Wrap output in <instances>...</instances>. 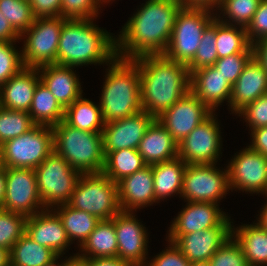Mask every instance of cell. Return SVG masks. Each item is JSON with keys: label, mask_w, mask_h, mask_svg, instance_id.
<instances>
[{"label": "cell", "mask_w": 267, "mask_h": 266, "mask_svg": "<svg viewBox=\"0 0 267 266\" xmlns=\"http://www.w3.org/2000/svg\"><path fill=\"white\" fill-rule=\"evenodd\" d=\"M182 7L179 0H147L115 38L116 57L134 59L163 54Z\"/></svg>", "instance_id": "1"}, {"label": "cell", "mask_w": 267, "mask_h": 266, "mask_svg": "<svg viewBox=\"0 0 267 266\" xmlns=\"http://www.w3.org/2000/svg\"><path fill=\"white\" fill-rule=\"evenodd\" d=\"M139 65L142 110L157 119L190 91L186 64L163 54L133 59Z\"/></svg>", "instance_id": "2"}, {"label": "cell", "mask_w": 267, "mask_h": 266, "mask_svg": "<svg viewBox=\"0 0 267 266\" xmlns=\"http://www.w3.org/2000/svg\"><path fill=\"white\" fill-rule=\"evenodd\" d=\"M94 19H66L60 33L58 65L79 67L89 64H109L115 57V38L98 28Z\"/></svg>", "instance_id": "3"}, {"label": "cell", "mask_w": 267, "mask_h": 266, "mask_svg": "<svg viewBox=\"0 0 267 266\" xmlns=\"http://www.w3.org/2000/svg\"><path fill=\"white\" fill-rule=\"evenodd\" d=\"M107 66L99 103L104 124L142 111L139 65L115 57Z\"/></svg>", "instance_id": "4"}, {"label": "cell", "mask_w": 267, "mask_h": 266, "mask_svg": "<svg viewBox=\"0 0 267 266\" xmlns=\"http://www.w3.org/2000/svg\"><path fill=\"white\" fill-rule=\"evenodd\" d=\"M53 129L54 151L81 174L102 173L105 154L102 132L74 128L61 120Z\"/></svg>", "instance_id": "5"}, {"label": "cell", "mask_w": 267, "mask_h": 266, "mask_svg": "<svg viewBox=\"0 0 267 266\" xmlns=\"http://www.w3.org/2000/svg\"><path fill=\"white\" fill-rule=\"evenodd\" d=\"M67 204L99 220H111L121 211L118 185L103 173L81 174Z\"/></svg>", "instance_id": "6"}, {"label": "cell", "mask_w": 267, "mask_h": 266, "mask_svg": "<svg viewBox=\"0 0 267 266\" xmlns=\"http://www.w3.org/2000/svg\"><path fill=\"white\" fill-rule=\"evenodd\" d=\"M215 10L182 7L177 14L168 47L163 55L187 65L196 54L203 31L216 17V14L211 13Z\"/></svg>", "instance_id": "7"}, {"label": "cell", "mask_w": 267, "mask_h": 266, "mask_svg": "<svg viewBox=\"0 0 267 266\" xmlns=\"http://www.w3.org/2000/svg\"><path fill=\"white\" fill-rule=\"evenodd\" d=\"M37 186L44 209L67 204L81 173L55 151L35 168Z\"/></svg>", "instance_id": "8"}, {"label": "cell", "mask_w": 267, "mask_h": 266, "mask_svg": "<svg viewBox=\"0 0 267 266\" xmlns=\"http://www.w3.org/2000/svg\"><path fill=\"white\" fill-rule=\"evenodd\" d=\"M5 168H37L54 151L53 129L34 125L24 134L7 140L1 146Z\"/></svg>", "instance_id": "9"}, {"label": "cell", "mask_w": 267, "mask_h": 266, "mask_svg": "<svg viewBox=\"0 0 267 266\" xmlns=\"http://www.w3.org/2000/svg\"><path fill=\"white\" fill-rule=\"evenodd\" d=\"M59 17L35 18L31 27L21 36L24 40L22 62L24 67L38 68L56 64L58 43L63 23Z\"/></svg>", "instance_id": "10"}, {"label": "cell", "mask_w": 267, "mask_h": 266, "mask_svg": "<svg viewBox=\"0 0 267 266\" xmlns=\"http://www.w3.org/2000/svg\"><path fill=\"white\" fill-rule=\"evenodd\" d=\"M216 164L187 165L182 182L181 197L185 202L220 203L229 188L228 169L219 170Z\"/></svg>", "instance_id": "11"}, {"label": "cell", "mask_w": 267, "mask_h": 266, "mask_svg": "<svg viewBox=\"0 0 267 266\" xmlns=\"http://www.w3.org/2000/svg\"><path fill=\"white\" fill-rule=\"evenodd\" d=\"M5 179V197L0 208L26 217L45 210L38 191L35 169L5 168Z\"/></svg>", "instance_id": "12"}, {"label": "cell", "mask_w": 267, "mask_h": 266, "mask_svg": "<svg viewBox=\"0 0 267 266\" xmlns=\"http://www.w3.org/2000/svg\"><path fill=\"white\" fill-rule=\"evenodd\" d=\"M215 115L212 113L178 143V157L187 165L217 164L222 138Z\"/></svg>", "instance_id": "13"}, {"label": "cell", "mask_w": 267, "mask_h": 266, "mask_svg": "<svg viewBox=\"0 0 267 266\" xmlns=\"http://www.w3.org/2000/svg\"><path fill=\"white\" fill-rule=\"evenodd\" d=\"M227 169L230 190L267 194V156L246 146L235 154Z\"/></svg>", "instance_id": "14"}, {"label": "cell", "mask_w": 267, "mask_h": 266, "mask_svg": "<svg viewBox=\"0 0 267 266\" xmlns=\"http://www.w3.org/2000/svg\"><path fill=\"white\" fill-rule=\"evenodd\" d=\"M117 257L132 266H146L149 238L146 228L136 219L134 211H120L114 216Z\"/></svg>", "instance_id": "15"}, {"label": "cell", "mask_w": 267, "mask_h": 266, "mask_svg": "<svg viewBox=\"0 0 267 266\" xmlns=\"http://www.w3.org/2000/svg\"><path fill=\"white\" fill-rule=\"evenodd\" d=\"M212 113L197 96L189 91L157 119L179 143Z\"/></svg>", "instance_id": "16"}, {"label": "cell", "mask_w": 267, "mask_h": 266, "mask_svg": "<svg viewBox=\"0 0 267 266\" xmlns=\"http://www.w3.org/2000/svg\"><path fill=\"white\" fill-rule=\"evenodd\" d=\"M218 205L211 202H187L172 221L167 241L174 243L181 235L220 226L229 216Z\"/></svg>", "instance_id": "17"}, {"label": "cell", "mask_w": 267, "mask_h": 266, "mask_svg": "<svg viewBox=\"0 0 267 266\" xmlns=\"http://www.w3.org/2000/svg\"><path fill=\"white\" fill-rule=\"evenodd\" d=\"M155 120L145 111L104 124L102 129L103 150L137 149L150 124Z\"/></svg>", "instance_id": "18"}, {"label": "cell", "mask_w": 267, "mask_h": 266, "mask_svg": "<svg viewBox=\"0 0 267 266\" xmlns=\"http://www.w3.org/2000/svg\"><path fill=\"white\" fill-rule=\"evenodd\" d=\"M228 217L220 226L181 235L174 244L190 262L209 261L212 255L232 236Z\"/></svg>", "instance_id": "19"}, {"label": "cell", "mask_w": 267, "mask_h": 266, "mask_svg": "<svg viewBox=\"0 0 267 266\" xmlns=\"http://www.w3.org/2000/svg\"><path fill=\"white\" fill-rule=\"evenodd\" d=\"M25 233L35 242L53 250L58 256L71 244L61 219L53 209H45L33 216H28L25 222Z\"/></svg>", "instance_id": "20"}, {"label": "cell", "mask_w": 267, "mask_h": 266, "mask_svg": "<svg viewBox=\"0 0 267 266\" xmlns=\"http://www.w3.org/2000/svg\"><path fill=\"white\" fill-rule=\"evenodd\" d=\"M118 201L121 211H136L159 203L155 199L152 165H146L118 183Z\"/></svg>", "instance_id": "21"}, {"label": "cell", "mask_w": 267, "mask_h": 266, "mask_svg": "<svg viewBox=\"0 0 267 266\" xmlns=\"http://www.w3.org/2000/svg\"><path fill=\"white\" fill-rule=\"evenodd\" d=\"M231 90L232 85L214 66L203 67L190 74V91L212 112L223 101L228 100L230 107Z\"/></svg>", "instance_id": "22"}, {"label": "cell", "mask_w": 267, "mask_h": 266, "mask_svg": "<svg viewBox=\"0 0 267 266\" xmlns=\"http://www.w3.org/2000/svg\"><path fill=\"white\" fill-rule=\"evenodd\" d=\"M267 93V73L252 56L237 81L232 85L230 111L236 114L245 105Z\"/></svg>", "instance_id": "23"}, {"label": "cell", "mask_w": 267, "mask_h": 266, "mask_svg": "<svg viewBox=\"0 0 267 266\" xmlns=\"http://www.w3.org/2000/svg\"><path fill=\"white\" fill-rule=\"evenodd\" d=\"M37 69L40 81L64 109L82 96L81 83L73 67L49 64Z\"/></svg>", "instance_id": "24"}, {"label": "cell", "mask_w": 267, "mask_h": 266, "mask_svg": "<svg viewBox=\"0 0 267 266\" xmlns=\"http://www.w3.org/2000/svg\"><path fill=\"white\" fill-rule=\"evenodd\" d=\"M40 76L37 68L24 67L0 87L1 107L29 112Z\"/></svg>", "instance_id": "25"}, {"label": "cell", "mask_w": 267, "mask_h": 266, "mask_svg": "<svg viewBox=\"0 0 267 266\" xmlns=\"http://www.w3.org/2000/svg\"><path fill=\"white\" fill-rule=\"evenodd\" d=\"M146 165H154L178 156V143L155 119L148 127L137 148Z\"/></svg>", "instance_id": "26"}, {"label": "cell", "mask_w": 267, "mask_h": 266, "mask_svg": "<svg viewBox=\"0 0 267 266\" xmlns=\"http://www.w3.org/2000/svg\"><path fill=\"white\" fill-rule=\"evenodd\" d=\"M232 236L239 243L249 266H267V231L259 224L233 227Z\"/></svg>", "instance_id": "27"}, {"label": "cell", "mask_w": 267, "mask_h": 266, "mask_svg": "<svg viewBox=\"0 0 267 266\" xmlns=\"http://www.w3.org/2000/svg\"><path fill=\"white\" fill-rule=\"evenodd\" d=\"M187 164L178 156L152 165L155 199L160 201L173 194H180Z\"/></svg>", "instance_id": "28"}, {"label": "cell", "mask_w": 267, "mask_h": 266, "mask_svg": "<svg viewBox=\"0 0 267 266\" xmlns=\"http://www.w3.org/2000/svg\"><path fill=\"white\" fill-rule=\"evenodd\" d=\"M80 248L82 254H75L77 258L117 257L118 244L114 217L111 220H100Z\"/></svg>", "instance_id": "29"}, {"label": "cell", "mask_w": 267, "mask_h": 266, "mask_svg": "<svg viewBox=\"0 0 267 266\" xmlns=\"http://www.w3.org/2000/svg\"><path fill=\"white\" fill-rule=\"evenodd\" d=\"M28 113L34 124L53 127L64 120L65 109L40 81L35 88Z\"/></svg>", "instance_id": "30"}, {"label": "cell", "mask_w": 267, "mask_h": 266, "mask_svg": "<svg viewBox=\"0 0 267 266\" xmlns=\"http://www.w3.org/2000/svg\"><path fill=\"white\" fill-rule=\"evenodd\" d=\"M56 208L54 207L53 211L61 219L71 244L73 240L78 239L77 241L80 243L78 246L81 247L100 220L90 213L74 209L68 204L56 206Z\"/></svg>", "instance_id": "31"}, {"label": "cell", "mask_w": 267, "mask_h": 266, "mask_svg": "<svg viewBox=\"0 0 267 266\" xmlns=\"http://www.w3.org/2000/svg\"><path fill=\"white\" fill-rule=\"evenodd\" d=\"M64 121L88 132H102L104 128L100 105L83 98V95L65 109Z\"/></svg>", "instance_id": "32"}, {"label": "cell", "mask_w": 267, "mask_h": 266, "mask_svg": "<svg viewBox=\"0 0 267 266\" xmlns=\"http://www.w3.org/2000/svg\"><path fill=\"white\" fill-rule=\"evenodd\" d=\"M104 154L102 173L116 183L146 166L137 149H121Z\"/></svg>", "instance_id": "33"}, {"label": "cell", "mask_w": 267, "mask_h": 266, "mask_svg": "<svg viewBox=\"0 0 267 266\" xmlns=\"http://www.w3.org/2000/svg\"><path fill=\"white\" fill-rule=\"evenodd\" d=\"M57 256L53 250L38 244L24 233L10 251V263L13 266H44Z\"/></svg>", "instance_id": "34"}, {"label": "cell", "mask_w": 267, "mask_h": 266, "mask_svg": "<svg viewBox=\"0 0 267 266\" xmlns=\"http://www.w3.org/2000/svg\"><path fill=\"white\" fill-rule=\"evenodd\" d=\"M215 35L218 58L238 53H253L247 39L246 28L229 25L216 18Z\"/></svg>", "instance_id": "35"}, {"label": "cell", "mask_w": 267, "mask_h": 266, "mask_svg": "<svg viewBox=\"0 0 267 266\" xmlns=\"http://www.w3.org/2000/svg\"><path fill=\"white\" fill-rule=\"evenodd\" d=\"M260 1L261 0H221L218 6L219 9L217 10H220L223 16L227 15L225 18H229V20L221 18V14H218L219 16L217 17V13L216 18L229 25L247 28Z\"/></svg>", "instance_id": "36"}, {"label": "cell", "mask_w": 267, "mask_h": 266, "mask_svg": "<svg viewBox=\"0 0 267 266\" xmlns=\"http://www.w3.org/2000/svg\"><path fill=\"white\" fill-rule=\"evenodd\" d=\"M0 12L19 36L28 30L35 20L29 0H0Z\"/></svg>", "instance_id": "37"}, {"label": "cell", "mask_w": 267, "mask_h": 266, "mask_svg": "<svg viewBox=\"0 0 267 266\" xmlns=\"http://www.w3.org/2000/svg\"><path fill=\"white\" fill-rule=\"evenodd\" d=\"M28 112L0 107V146L18 137L34 126Z\"/></svg>", "instance_id": "38"}, {"label": "cell", "mask_w": 267, "mask_h": 266, "mask_svg": "<svg viewBox=\"0 0 267 266\" xmlns=\"http://www.w3.org/2000/svg\"><path fill=\"white\" fill-rule=\"evenodd\" d=\"M216 17L203 31L194 58L187 64L189 73L203 67L213 66L218 59L216 47Z\"/></svg>", "instance_id": "39"}, {"label": "cell", "mask_w": 267, "mask_h": 266, "mask_svg": "<svg viewBox=\"0 0 267 266\" xmlns=\"http://www.w3.org/2000/svg\"><path fill=\"white\" fill-rule=\"evenodd\" d=\"M26 216L0 208V246L11 251L25 233Z\"/></svg>", "instance_id": "40"}, {"label": "cell", "mask_w": 267, "mask_h": 266, "mask_svg": "<svg viewBox=\"0 0 267 266\" xmlns=\"http://www.w3.org/2000/svg\"><path fill=\"white\" fill-rule=\"evenodd\" d=\"M14 45L15 42L0 41V87L24 68L22 52Z\"/></svg>", "instance_id": "41"}, {"label": "cell", "mask_w": 267, "mask_h": 266, "mask_svg": "<svg viewBox=\"0 0 267 266\" xmlns=\"http://www.w3.org/2000/svg\"><path fill=\"white\" fill-rule=\"evenodd\" d=\"M211 266H249L239 243L231 236L212 255Z\"/></svg>", "instance_id": "42"}, {"label": "cell", "mask_w": 267, "mask_h": 266, "mask_svg": "<svg viewBox=\"0 0 267 266\" xmlns=\"http://www.w3.org/2000/svg\"><path fill=\"white\" fill-rule=\"evenodd\" d=\"M104 0H62L61 17L65 19H94Z\"/></svg>", "instance_id": "43"}, {"label": "cell", "mask_w": 267, "mask_h": 266, "mask_svg": "<svg viewBox=\"0 0 267 266\" xmlns=\"http://www.w3.org/2000/svg\"><path fill=\"white\" fill-rule=\"evenodd\" d=\"M252 56L253 53L232 54L218 58L213 66L224 76L225 80L233 85Z\"/></svg>", "instance_id": "44"}, {"label": "cell", "mask_w": 267, "mask_h": 266, "mask_svg": "<svg viewBox=\"0 0 267 266\" xmlns=\"http://www.w3.org/2000/svg\"><path fill=\"white\" fill-rule=\"evenodd\" d=\"M236 114L246 119L250 130L267 126V93L245 105Z\"/></svg>", "instance_id": "45"}, {"label": "cell", "mask_w": 267, "mask_h": 266, "mask_svg": "<svg viewBox=\"0 0 267 266\" xmlns=\"http://www.w3.org/2000/svg\"><path fill=\"white\" fill-rule=\"evenodd\" d=\"M250 45L267 39V0H261L250 24L246 28Z\"/></svg>", "instance_id": "46"}, {"label": "cell", "mask_w": 267, "mask_h": 266, "mask_svg": "<svg viewBox=\"0 0 267 266\" xmlns=\"http://www.w3.org/2000/svg\"><path fill=\"white\" fill-rule=\"evenodd\" d=\"M168 242L169 247L151 259L146 266H190L191 262L182 254L181 250L173 242Z\"/></svg>", "instance_id": "47"}, {"label": "cell", "mask_w": 267, "mask_h": 266, "mask_svg": "<svg viewBox=\"0 0 267 266\" xmlns=\"http://www.w3.org/2000/svg\"><path fill=\"white\" fill-rule=\"evenodd\" d=\"M35 18L61 16L62 0H29Z\"/></svg>", "instance_id": "48"}, {"label": "cell", "mask_w": 267, "mask_h": 266, "mask_svg": "<svg viewBox=\"0 0 267 266\" xmlns=\"http://www.w3.org/2000/svg\"><path fill=\"white\" fill-rule=\"evenodd\" d=\"M252 142L249 147L264 156H267V126L251 130Z\"/></svg>", "instance_id": "49"}, {"label": "cell", "mask_w": 267, "mask_h": 266, "mask_svg": "<svg viewBox=\"0 0 267 266\" xmlns=\"http://www.w3.org/2000/svg\"><path fill=\"white\" fill-rule=\"evenodd\" d=\"M79 259H81L87 266H132L129 262L121 260L119 257Z\"/></svg>", "instance_id": "50"}, {"label": "cell", "mask_w": 267, "mask_h": 266, "mask_svg": "<svg viewBox=\"0 0 267 266\" xmlns=\"http://www.w3.org/2000/svg\"><path fill=\"white\" fill-rule=\"evenodd\" d=\"M18 40H20V36L14 31L9 21L5 19L0 12V41L18 42Z\"/></svg>", "instance_id": "51"}, {"label": "cell", "mask_w": 267, "mask_h": 266, "mask_svg": "<svg viewBox=\"0 0 267 266\" xmlns=\"http://www.w3.org/2000/svg\"><path fill=\"white\" fill-rule=\"evenodd\" d=\"M254 58L264 67L267 73V39L252 44Z\"/></svg>", "instance_id": "52"}, {"label": "cell", "mask_w": 267, "mask_h": 266, "mask_svg": "<svg viewBox=\"0 0 267 266\" xmlns=\"http://www.w3.org/2000/svg\"><path fill=\"white\" fill-rule=\"evenodd\" d=\"M183 7L204 8L212 10L218 9L221 0H179Z\"/></svg>", "instance_id": "53"}, {"label": "cell", "mask_w": 267, "mask_h": 266, "mask_svg": "<svg viewBox=\"0 0 267 266\" xmlns=\"http://www.w3.org/2000/svg\"><path fill=\"white\" fill-rule=\"evenodd\" d=\"M6 190L5 167L0 171V207L3 204Z\"/></svg>", "instance_id": "54"}, {"label": "cell", "mask_w": 267, "mask_h": 266, "mask_svg": "<svg viewBox=\"0 0 267 266\" xmlns=\"http://www.w3.org/2000/svg\"><path fill=\"white\" fill-rule=\"evenodd\" d=\"M257 221H258L257 224H259L263 229L267 231V203L262 207Z\"/></svg>", "instance_id": "55"}, {"label": "cell", "mask_w": 267, "mask_h": 266, "mask_svg": "<svg viewBox=\"0 0 267 266\" xmlns=\"http://www.w3.org/2000/svg\"><path fill=\"white\" fill-rule=\"evenodd\" d=\"M10 262V251L0 246V266H5Z\"/></svg>", "instance_id": "56"}, {"label": "cell", "mask_w": 267, "mask_h": 266, "mask_svg": "<svg viewBox=\"0 0 267 266\" xmlns=\"http://www.w3.org/2000/svg\"><path fill=\"white\" fill-rule=\"evenodd\" d=\"M76 257L74 256H70L68 259L66 258V260L63 263H57L56 261L60 258V256H57L55 259H53L50 263L45 264L44 266H66V264L73 258Z\"/></svg>", "instance_id": "57"}, {"label": "cell", "mask_w": 267, "mask_h": 266, "mask_svg": "<svg viewBox=\"0 0 267 266\" xmlns=\"http://www.w3.org/2000/svg\"><path fill=\"white\" fill-rule=\"evenodd\" d=\"M66 266H87L81 259L73 257Z\"/></svg>", "instance_id": "58"}, {"label": "cell", "mask_w": 267, "mask_h": 266, "mask_svg": "<svg viewBox=\"0 0 267 266\" xmlns=\"http://www.w3.org/2000/svg\"><path fill=\"white\" fill-rule=\"evenodd\" d=\"M190 266H211L209 261L204 262H191Z\"/></svg>", "instance_id": "59"}, {"label": "cell", "mask_w": 267, "mask_h": 266, "mask_svg": "<svg viewBox=\"0 0 267 266\" xmlns=\"http://www.w3.org/2000/svg\"><path fill=\"white\" fill-rule=\"evenodd\" d=\"M4 168L3 166V161H2V153H1V149H0V171Z\"/></svg>", "instance_id": "60"}, {"label": "cell", "mask_w": 267, "mask_h": 266, "mask_svg": "<svg viewBox=\"0 0 267 266\" xmlns=\"http://www.w3.org/2000/svg\"><path fill=\"white\" fill-rule=\"evenodd\" d=\"M5 266H13L10 262L7 264V265H5Z\"/></svg>", "instance_id": "61"}, {"label": "cell", "mask_w": 267, "mask_h": 266, "mask_svg": "<svg viewBox=\"0 0 267 266\" xmlns=\"http://www.w3.org/2000/svg\"><path fill=\"white\" fill-rule=\"evenodd\" d=\"M105 1V3L107 2V3H109L110 1H112V0H104Z\"/></svg>", "instance_id": "62"}]
</instances>
